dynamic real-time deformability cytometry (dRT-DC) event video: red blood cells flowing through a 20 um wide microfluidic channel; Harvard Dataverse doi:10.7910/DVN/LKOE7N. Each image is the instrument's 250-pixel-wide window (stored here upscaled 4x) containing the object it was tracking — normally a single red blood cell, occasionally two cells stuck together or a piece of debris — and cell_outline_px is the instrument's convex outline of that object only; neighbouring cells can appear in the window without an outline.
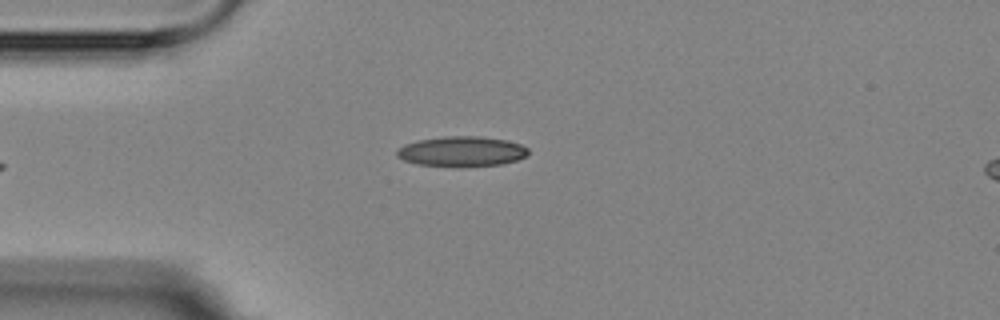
{"species": "Egyptian fruit bat (a non-hibernating species)", "species_latin": "Rousettus aegyptiacus", "temperature_condition": "room temperature", "stored_images_in_passage": 4, "camera_frame_rate_fps": 3000, "um_per_image_px": 0.085, "animal": {"sex": "female"}, "frame": {"image": 1, "passage_image": 4, "time_ms": 3.333, "image_size_px": [1000, 320], "cell_outline_px": [[528, 156], [516, 160], [500, 164], [416, 164], [404, 160], [396, 156], [396, 148], [404, 144], [416, 140], [444, 136], [480, 136], [508, 140], [520, 144], [528, 148]], "centroid_in_image_um": [39.23, 12.82], "position_along_channel_um": 45.8, "area_um2": 22.43}}